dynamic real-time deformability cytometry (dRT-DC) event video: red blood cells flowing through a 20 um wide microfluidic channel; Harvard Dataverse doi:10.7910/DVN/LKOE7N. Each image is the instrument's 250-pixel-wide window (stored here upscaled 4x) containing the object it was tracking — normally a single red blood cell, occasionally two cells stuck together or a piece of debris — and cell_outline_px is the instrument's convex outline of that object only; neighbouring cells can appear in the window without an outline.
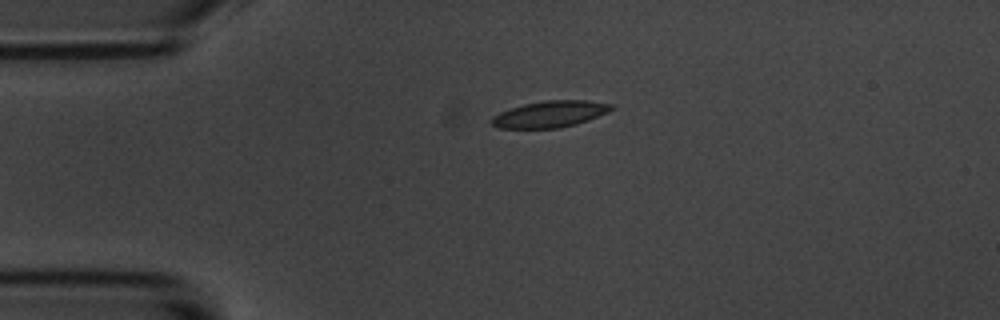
{"species": "common noctule bat (a hibernating species)", "species_latin": "Nyctalus noctula", "temperature_condition": "room temperature", "stored_images_in_passage": 44, "camera_frame_rate_fps": 3000, "um_per_image_px": 0.085, "animal": {"sex": "male", "body_mass_g": 20.1, "forearm_length_mm": 53.5}, "frame": {"image": 1, "passage_image": 1, "time_ms": 0.0, "image_size_px": [1000, 320], "cell_outline_px": [[612, 108], [608, 112], [588, 120], [576, 124], [560, 128], [500, 128], [492, 124], [492, 116], [500, 112], [524, 104], [544, 100], [584, 100], [612, 104]], "centroid_in_image_um": [46.75, 9.7], "position_along_channel_um": 38.2, "area_um2": 18.26}}
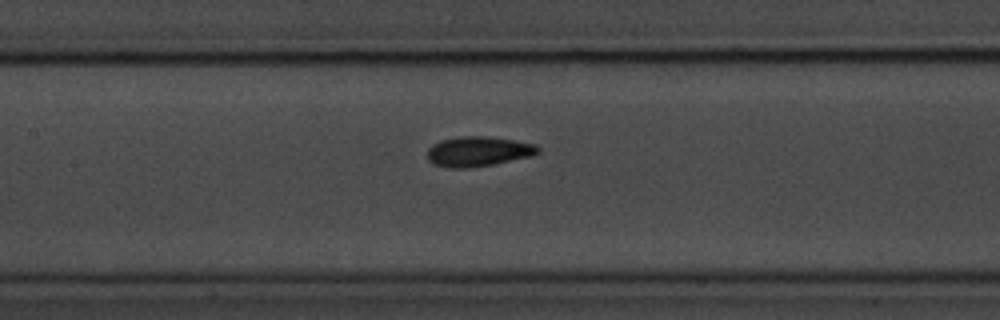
{"frame": {"image": 2, "passage_image": 14, "time_ms": 4.333, "image_size_px": [1000, 320], "cell_outline_px": [[540, 152], [532, 156], [492, 164], [468, 168], [452, 168], [432, 164], [428, 160], [428, 148], [432, 144], [440, 140], [460, 136], [488, 136], [516, 140], [536, 144], [540, 148]], "centroid_in_image_um": [40.66, 12.86], "position_along_channel_um": 166.7, "area_um2": 19.48}}
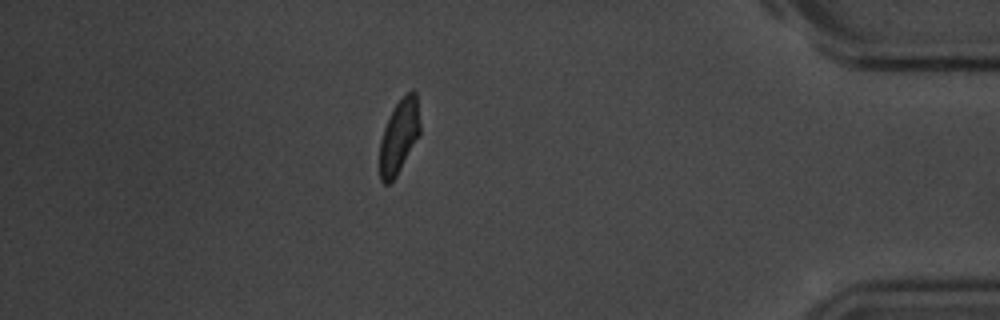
{"frame": {"image": 3, "passage_image": 37, "time_ms": 12.0, "image_size_px": [1000, 320], "cell_outline_px": [[420, 136], [396, 176], [388, 184], [384, 184], [380, 180], [380, 140], [384, 128], [392, 108], [412, 88], [416, 92], [420, 124]], "centroid_in_image_um": [33.93, 11.59], "position_along_channel_um": 401.3, "area_um2": 17.46}, "authors_computed_cell_mechanics": {"area_um2": 18.1781, "velocity_mm_per_s": 3.6027, "shape_relaxation_time_tau1_ms": 2.1021, "shape_relaxation_time_tau2_ms": 1.9749, "deformation_change_tau1": 0.1128, "deformation_change_tau2": 0.0631}}